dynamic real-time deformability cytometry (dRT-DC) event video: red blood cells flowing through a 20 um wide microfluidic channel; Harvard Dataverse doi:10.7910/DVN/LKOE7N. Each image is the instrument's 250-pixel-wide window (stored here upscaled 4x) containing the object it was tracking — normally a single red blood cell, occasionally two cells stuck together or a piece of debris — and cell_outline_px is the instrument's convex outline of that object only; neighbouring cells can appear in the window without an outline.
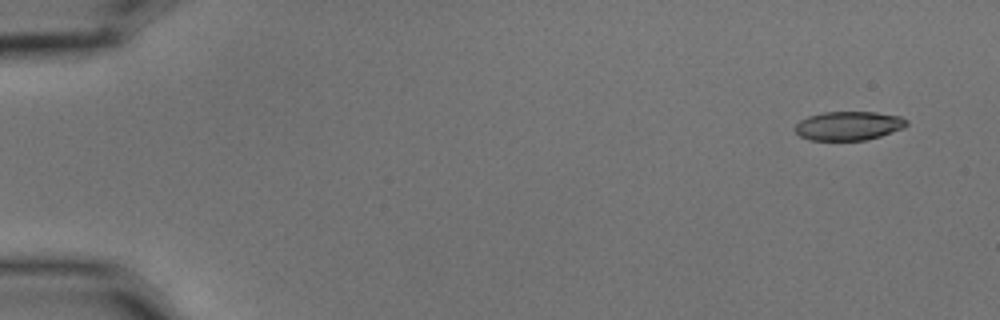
{"species": "common noctule bat (a hibernating species)", "species_latin": "Nyctalus noctula", "temperature_condition": "cold", "stored_images_in_passage": 4, "camera_frame_rate_fps": 3000, "um_per_image_px": 0.085, "animal": {"sex": "male", "body_mass_g": 15.6}, "frame": {"image": 1, "passage_image": 1, "time_ms": 0.0, "image_size_px": [1000, 320], "cell_outline_px": [[908, 124], [904, 128], [880, 136], [864, 140], [808, 140], [800, 136], [792, 128], [800, 120], [808, 116], [824, 112], [876, 112], [900, 116], [908, 120]], "centroid_in_image_um": [72.12, 10.69], "position_along_channel_um": 12.9, "area_um2": 18.9}}